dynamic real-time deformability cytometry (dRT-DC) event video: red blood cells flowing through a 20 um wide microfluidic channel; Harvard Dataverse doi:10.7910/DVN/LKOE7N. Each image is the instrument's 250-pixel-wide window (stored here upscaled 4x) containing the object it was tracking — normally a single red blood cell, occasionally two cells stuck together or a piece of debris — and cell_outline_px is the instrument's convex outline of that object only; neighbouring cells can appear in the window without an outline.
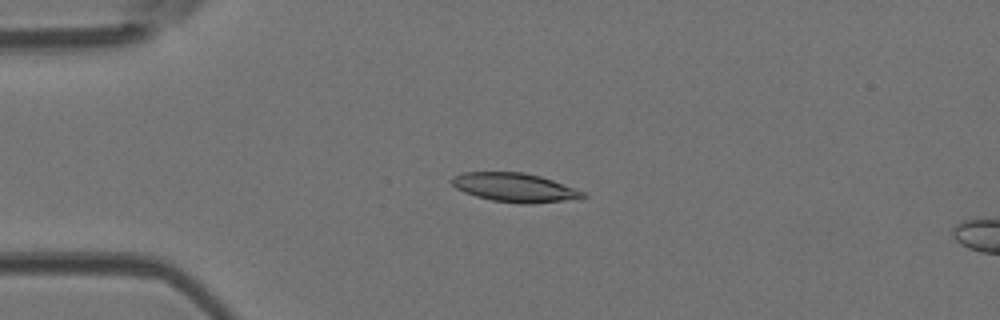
{"species": "Egyptian fruit bat (a non-hibernating species)", "species_latin": "Rousettus aegyptiacus", "temperature_condition": "room temperature", "stored_images_in_passage": 5, "camera_frame_rate_fps": 3000, "um_per_image_px": 0.085, "animal": {"sex": "female"}, "frame": {"image": 1, "passage_image": 4, "time_ms": 1.0, "image_size_px": [1000, 320], "cell_outline_px": [[588, 196], [564, 200], [532, 204], [520, 204], [492, 200], [476, 196], [464, 192], [456, 188], [452, 184], [452, 176], [464, 172], [524, 172], [540, 176], [588, 192]], "centroid_in_image_um": [43.77, 15.94], "position_along_channel_um": 41.2, "area_um2": 22.08}}